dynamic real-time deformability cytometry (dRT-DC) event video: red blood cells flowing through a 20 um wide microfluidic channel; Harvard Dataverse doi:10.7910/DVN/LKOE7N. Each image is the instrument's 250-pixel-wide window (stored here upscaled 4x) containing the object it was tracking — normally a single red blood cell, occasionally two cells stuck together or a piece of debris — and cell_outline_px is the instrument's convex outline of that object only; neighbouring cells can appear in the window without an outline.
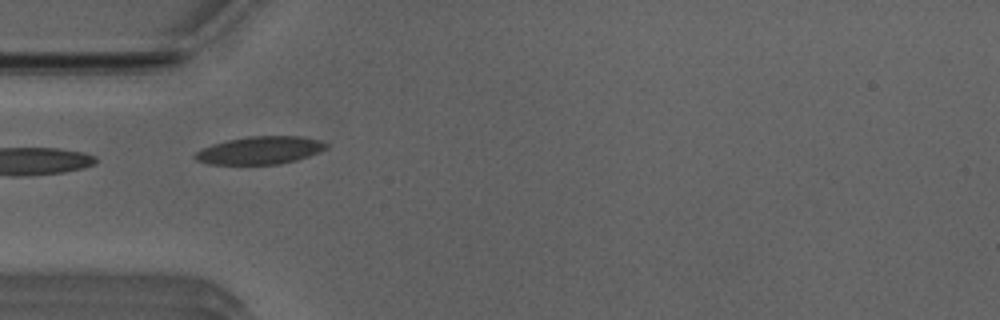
{"species": "Egyptian fruit bat (a non-hibernating species)", "species_latin": "Rousettus aegyptiacus", "temperature_condition": "room temperature", "stored_images_in_passage": 6, "camera_frame_rate_fps": 3000, "um_per_image_px": 0.085, "animal": {"sex": "male"}, "frame": {"image": 1, "passage_image": 1, "time_ms": 0.0, "image_size_px": [1000, 320], "cell_outline_px": [[328, 148], [320, 152], [296, 160], [280, 164], [208, 164], [196, 160], [192, 156], [196, 152], [212, 144], [228, 140], [248, 136], [300, 136], [320, 140], [328, 144]], "centroid_in_image_um": [22.12, 12.77], "position_along_channel_um": 62.9, "area_um2": 21.21}}